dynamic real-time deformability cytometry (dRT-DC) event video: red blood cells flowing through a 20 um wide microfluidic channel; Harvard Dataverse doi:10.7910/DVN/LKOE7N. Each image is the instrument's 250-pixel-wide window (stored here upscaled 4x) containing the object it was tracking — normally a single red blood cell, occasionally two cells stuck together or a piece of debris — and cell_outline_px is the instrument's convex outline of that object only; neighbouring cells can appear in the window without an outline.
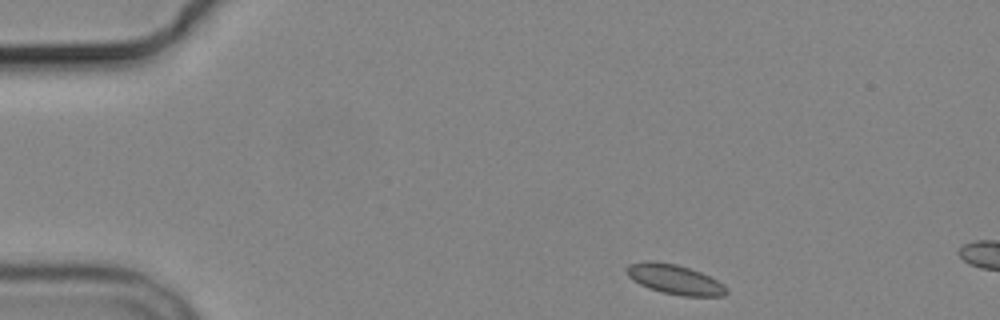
{"species": "common noctule bat (a hibernating species)", "species_latin": "Nyctalus noctula", "temperature_condition": "cold", "stored_images_in_passage": 3, "camera_frame_rate_fps": 3000, "um_per_image_px": 0.085, "animal": {"sex": "male", "body_mass_g": 19.2, "forearm_length_mm": 51.8}, "frame": {"image": 1, "passage_image": 1, "time_ms": 0.0, "image_size_px": [1000, 320], "cell_outline_px": [[728, 292], [724, 296], [680, 296], [660, 292], [648, 288], [632, 280], [628, 276], [624, 268], [628, 264], [644, 260], [652, 260], [676, 264], [700, 272], [724, 284], [728, 288]], "centroid_in_image_um": [57.31, 23.74], "position_along_channel_um": 27.7, "area_um2": 17.57}}